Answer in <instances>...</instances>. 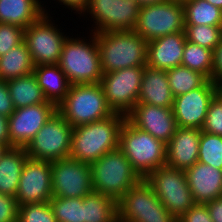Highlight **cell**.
<instances>
[{
	"instance_id": "cell-23",
	"label": "cell",
	"mask_w": 222,
	"mask_h": 222,
	"mask_svg": "<svg viewBox=\"0 0 222 222\" xmlns=\"http://www.w3.org/2000/svg\"><path fill=\"white\" fill-rule=\"evenodd\" d=\"M33 74L45 99L58 106L69 92L71 83L58 64L38 65Z\"/></svg>"
},
{
	"instance_id": "cell-42",
	"label": "cell",
	"mask_w": 222,
	"mask_h": 222,
	"mask_svg": "<svg viewBox=\"0 0 222 222\" xmlns=\"http://www.w3.org/2000/svg\"><path fill=\"white\" fill-rule=\"evenodd\" d=\"M212 80L219 86L222 83V40L214 49Z\"/></svg>"
},
{
	"instance_id": "cell-26",
	"label": "cell",
	"mask_w": 222,
	"mask_h": 222,
	"mask_svg": "<svg viewBox=\"0 0 222 222\" xmlns=\"http://www.w3.org/2000/svg\"><path fill=\"white\" fill-rule=\"evenodd\" d=\"M34 63L23 41L0 57V81H7L33 73Z\"/></svg>"
},
{
	"instance_id": "cell-10",
	"label": "cell",
	"mask_w": 222,
	"mask_h": 222,
	"mask_svg": "<svg viewBox=\"0 0 222 222\" xmlns=\"http://www.w3.org/2000/svg\"><path fill=\"white\" fill-rule=\"evenodd\" d=\"M144 180L177 220L195 204L185 170L165 165L152 171Z\"/></svg>"
},
{
	"instance_id": "cell-20",
	"label": "cell",
	"mask_w": 222,
	"mask_h": 222,
	"mask_svg": "<svg viewBox=\"0 0 222 222\" xmlns=\"http://www.w3.org/2000/svg\"><path fill=\"white\" fill-rule=\"evenodd\" d=\"M185 174L195 203L207 204L222 197L221 169L197 161Z\"/></svg>"
},
{
	"instance_id": "cell-38",
	"label": "cell",
	"mask_w": 222,
	"mask_h": 222,
	"mask_svg": "<svg viewBox=\"0 0 222 222\" xmlns=\"http://www.w3.org/2000/svg\"><path fill=\"white\" fill-rule=\"evenodd\" d=\"M47 1L48 2L50 1V4L53 3V1H54L53 4H56V2H57V4H56L57 6H55V5H53V6L52 5L51 6L50 5H46ZM47 1L45 2V0H42V6H43V9H44L45 13H48V14H51V15L52 14L55 15L54 13H52L53 12L51 10L52 7L53 8H56V7L60 8V7H62L61 10L66 11L65 9H67L66 13L68 12V14H69V12H71L70 13L71 15H73V14L75 15L76 14L77 17H79L82 14V12L87 8V6L89 4V0H47ZM58 5L59 6L61 5V6L59 7ZM68 10H70V11H68Z\"/></svg>"
},
{
	"instance_id": "cell-32",
	"label": "cell",
	"mask_w": 222,
	"mask_h": 222,
	"mask_svg": "<svg viewBox=\"0 0 222 222\" xmlns=\"http://www.w3.org/2000/svg\"><path fill=\"white\" fill-rule=\"evenodd\" d=\"M50 205L57 222H84L83 198L52 197Z\"/></svg>"
},
{
	"instance_id": "cell-27",
	"label": "cell",
	"mask_w": 222,
	"mask_h": 222,
	"mask_svg": "<svg viewBox=\"0 0 222 222\" xmlns=\"http://www.w3.org/2000/svg\"><path fill=\"white\" fill-rule=\"evenodd\" d=\"M7 84L15 109L47 101L33 73L7 80Z\"/></svg>"
},
{
	"instance_id": "cell-16",
	"label": "cell",
	"mask_w": 222,
	"mask_h": 222,
	"mask_svg": "<svg viewBox=\"0 0 222 222\" xmlns=\"http://www.w3.org/2000/svg\"><path fill=\"white\" fill-rule=\"evenodd\" d=\"M51 161L27 158L21 172L17 194L18 206L50 202L52 195Z\"/></svg>"
},
{
	"instance_id": "cell-11",
	"label": "cell",
	"mask_w": 222,
	"mask_h": 222,
	"mask_svg": "<svg viewBox=\"0 0 222 222\" xmlns=\"http://www.w3.org/2000/svg\"><path fill=\"white\" fill-rule=\"evenodd\" d=\"M73 127L56 111L25 147L31 159L54 161L69 157Z\"/></svg>"
},
{
	"instance_id": "cell-44",
	"label": "cell",
	"mask_w": 222,
	"mask_h": 222,
	"mask_svg": "<svg viewBox=\"0 0 222 222\" xmlns=\"http://www.w3.org/2000/svg\"><path fill=\"white\" fill-rule=\"evenodd\" d=\"M0 143L10 148L8 117L0 114Z\"/></svg>"
},
{
	"instance_id": "cell-21",
	"label": "cell",
	"mask_w": 222,
	"mask_h": 222,
	"mask_svg": "<svg viewBox=\"0 0 222 222\" xmlns=\"http://www.w3.org/2000/svg\"><path fill=\"white\" fill-rule=\"evenodd\" d=\"M185 42L184 32L168 34L148 41L146 65L164 71L180 66Z\"/></svg>"
},
{
	"instance_id": "cell-45",
	"label": "cell",
	"mask_w": 222,
	"mask_h": 222,
	"mask_svg": "<svg viewBox=\"0 0 222 222\" xmlns=\"http://www.w3.org/2000/svg\"><path fill=\"white\" fill-rule=\"evenodd\" d=\"M137 4L142 7V6H147V5H154L158 3H162L166 0H135Z\"/></svg>"
},
{
	"instance_id": "cell-39",
	"label": "cell",
	"mask_w": 222,
	"mask_h": 222,
	"mask_svg": "<svg viewBox=\"0 0 222 222\" xmlns=\"http://www.w3.org/2000/svg\"><path fill=\"white\" fill-rule=\"evenodd\" d=\"M18 209L15 197L0 194V222H17Z\"/></svg>"
},
{
	"instance_id": "cell-9",
	"label": "cell",
	"mask_w": 222,
	"mask_h": 222,
	"mask_svg": "<svg viewBox=\"0 0 222 222\" xmlns=\"http://www.w3.org/2000/svg\"><path fill=\"white\" fill-rule=\"evenodd\" d=\"M117 210L118 222H177L144 179L117 201Z\"/></svg>"
},
{
	"instance_id": "cell-13",
	"label": "cell",
	"mask_w": 222,
	"mask_h": 222,
	"mask_svg": "<svg viewBox=\"0 0 222 222\" xmlns=\"http://www.w3.org/2000/svg\"><path fill=\"white\" fill-rule=\"evenodd\" d=\"M144 67L124 68L102 75L100 85L114 113L126 116L137 104Z\"/></svg>"
},
{
	"instance_id": "cell-17",
	"label": "cell",
	"mask_w": 222,
	"mask_h": 222,
	"mask_svg": "<svg viewBox=\"0 0 222 222\" xmlns=\"http://www.w3.org/2000/svg\"><path fill=\"white\" fill-rule=\"evenodd\" d=\"M56 111L49 101L15 109L8 117L10 148L26 147Z\"/></svg>"
},
{
	"instance_id": "cell-1",
	"label": "cell",
	"mask_w": 222,
	"mask_h": 222,
	"mask_svg": "<svg viewBox=\"0 0 222 222\" xmlns=\"http://www.w3.org/2000/svg\"><path fill=\"white\" fill-rule=\"evenodd\" d=\"M125 119V115L114 113L103 120L74 127L69 157L91 165L106 153L119 149Z\"/></svg>"
},
{
	"instance_id": "cell-15",
	"label": "cell",
	"mask_w": 222,
	"mask_h": 222,
	"mask_svg": "<svg viewBox=\"0 0 222 222\" xmlns=\"http://www.w3.org/2000/svg\"><path fill=\"white\" fill-rule=\"evenodd\" d=\"M218 91L219 86L207 79L200 87L174 97L172 110L177 127L201 130L209 103Z\"/></svg>"
},
{
	"instance_id": "cell-5",
	"label": "cell",
	"mask_w": 222,
	"mask_h": 222,
	"mask_svg": "<svg viewBox=\"0 0 222 222\" xmlns=\"http://www.w3.org/2000/svg\"><path fill=\"white\" fill-rule=\"evenodd\" d=\"M91 171L93 190L115 201L142 180L120 149L108 152L93 162Z\"/></svg>"
},
{
	"instance_id": "cell-49",
	"label": "cell",
	"mask_w": 222,
	"mask_h": 222,
	"mask_svg": "<svg viewBox=\"0 0 222 222\" xmlns=\"http://www.w3.org/2000/svg\"><path fill=\"white\" fill-rule=\"evenodd\" d=\"M219 91L222 93V83L219 85Z\"/></svg>"
},
{
	"instance_id": "cell-8",
	"label": "cell",
	"mask_w": 222,
	"mask_h": 222,
	"mask_svg": "<svg viewBox=\"0 0 222 222\" xmlns=\"http://www.w3.org/2000/svg\"><path fill=\"white\" fill-rule=\"evenodd\" d=\"M54 17L44 13L24 29V42L35 66L58 64L65 40L71 35V31L65 32L67 29L60 26L58 20L61 18Z\"/></svg>"
},
{
	"instance_id": "cell-14",
	"label": "cell",
	"mask_w": 222,
	"mask_h": 222,
	"mask_svg": "<svg viewBox=\"0 0 222 222\" xmlns=\"http://www.w3.org/2000/svg\"><path fill=\"white\" fill-rule=\"evenodd\" d=\"M53 197L83 198L92 193L91 165L67 157L51 161Z\"/></svg>"
},
{
	"instance_id": "cell-47",
	"label": "cell",
	"mask_w": 222,
	"mask_h": 222,
	"mask_svg": "<svg viewBox=\"0 0 222 222\" xmlns=\"http://www.w3.org/2000/svg\"><path fill=\"white\" fill-rule=\"evenodd\" d=\"M8 149L6 145H3L0 143V158L5 153V151Z\"/></svg>"
},
{
	"instance_id": "cell-29",
	"label": "cell",
	"mask_w": 222,
	"mask_h": 222,
	"mask_svg": "<svg viewBox=\"0 0 222 222\" xmlns=\"http://www.w3.org/2000/svg\"><path fill=\"white\" fill-rule=\"evenodd\" d=\"M185 25L222 26V10L205 0L183 2Z\"/></svg>"
},
{
	"instance_id": "cell-35",
	"label": "cell",
	"mask_w": 222,
	"mask_h": 222,
	"mask_svg": "<svg viewBox=\"0 0 222 222\" xmlns=\"http://www.w3.org/2000/svg\"><path fill=\"white\" fill-rule=\"evenodd\" d=\"M17 222H57L50 202L19 206Z\"/></svg>"
},
{
	"instance_id": "cell-30",
	"label": "cell",
	"mask_w": 222,
	"mask_h": 222,
	"mask_svg": "<svg viewBox=\"0 0 222 222\" xmlns=\"http://www.w3.org/2000/svg\"><path fill=\"white\" fill-rule=\"evenodd\" d=\"M214 51L186 40L181 65L212 80Z\"/></svg>"
},
{
	"instance_id": "cell-28",
	"label": "cell",
	"mask_w": 222,
	"mask_h": 222,
	"mask_svg": "<svg viewBox=\"0 0 222 222\" xmlns=\"http://www.w3.org/2000/svg\"><path fill=\"white\" fill-rule=\"evenodd\" d=\"M84 222H118L117 201L93 191L83 197Z\"/></svg>"
},
{
	"instance_id": "cell-18",
	"label": "cell",
	"mask_w": 222,
	"mask_h": 222,
	"mask_svg": "<svg viewBox=\"0 0 222 222\" xmlns=\"http://www.w3.org/2000/svg\"><path fill=\"white\" fill-rule=\"evenodd\" d=\"M126 119L165 144L171 140L177 128L172 108L137 103L126 115Z\"/></svg>"
},
{
	"instance_id": "cell-12",
	"label": "cell",
	"mask_w": 222,
	"mask_h": 222,
	"mask_svg": "<svg viewBox=\"0 0 222 222\" xmlns=\"http://www.w3.org/2000/svg\"><path fill=\"white\" fill-rule=\"evenodd\" d=\"M184 27L183 3L166 0L140 7L134 31L148 42L168 34L184 32Z\"/></svg>"
},
{
	"instance_id": "cell-33",
	"label": "cell",
	"mask_w": 222,
	"mask_h": 222,
	"mask_svg": "<svg viewBox=\"0 0 222 222\" xmlns=\"http://www.w3.org/2000/svg\"><path fill=\"white\" fill-rule=\"evenodd\" d=\"M184 33L187 41L213 51L222 40V26L185 25Z\"/></svg>"
},
{
	"instance_id": "cell-36",
	"label": "cell",
	"mask_w": 222,
	"mask_h": 222,
	"mask_svg": "<svg viewBox=\"0 0 222 222\" xmlns=\"http://www.w3.org/2000/svg\"><path fill=\"white\" fill-rule=\"evenodd\" d=\"M201 131L222 136V93L218 91L211 99Z\"/></svg>"
},
{
	"instance_id": "cell-24",
	"label": "cell",
	"mask_w": 222,
	"mask_h": 222,
	"mask_svg": "<svg viewBox=\"0 0 222 222\" xmlns=\"http://www.w3.org/2000/svg\"><path fill=\"white\" fill-rule=\"evenodd\" d=\"M44 13L41 0H0V23L26 29Z\"/></svg>"
},
{
	"instance_id": "cell-6",
	"label": "cell",
	"mask_w": 222,
	"mask_h": 222,
	"mask_svg": "<svg viewBox=\"0 0 222 222\" xmlns=\"http://www.w3.org/2000/svg\"><path fill=\"white\" fill-rule=\"evenodd\" d=\"M57 111L73 128L114 114L100 83L71 85Z\"/></svg>"
},
{
	"instance_id": "cell-31",
	"label": "cell",
	"mask_w": 222,
	"mask_h": 222,
	"mask_svg": "<svg viewBox=\"0 0 222 222\" xmlns=\"http://www.w3.org/2000/svg\"><path fill=\"white\" fill-rule=\"evenodd\" d=\"M166 74L174 97L200 87L207 80L200 72L182 65L167 70Z\"/></svg>"
},
{
	"instance_id": "cell-3",
	"label": "cell",
	"mask_w": 222,
	"mask_h": 222,
	"mask_svg": "<svg viewBox=\"0 0 222 222\" xmlns=\"http://www.w3.org/2000/svg\"><path fill=\"white\" fill-rule=\"evenodd\" d=\"M102 73L146 66L148 42L134 30L96 33Z\"/></svg>"
},
{
	"instance_id": "cell-46",
	"label": "cell",
	"mask_w": 222,
	"mask_h": 222,
	"mask_svg": "<svg viewBox=\"0 0 222 222\" xmlns=\"http://www.w3.org/2000/svg\"><path fill=\"white\" fill-rule=\"evenodd\" d=\"M222 10V0H205Z\"/></svg>"
},
{
	"instance_id": "cell-43",
	"label": "cell",
	"mask_w": 222,
	"mask_h": 222,
	"mask_svg": "<svg viewBox=\"0 0 222 222\" xmlns=\"http://www.w3.org/2000/svg\"><path fill=\"white\" fill-rule=\"evenodd\" d=\"M206 207L213 222H222V197L207 203Z\"/></svg>"
},
{
	"instance_id": "cell-7",
	"label": "cell",
	"mask_w": 222,
	"mask_h": 222,
	"mask_svg": "<svg viewBox=\"0 0 222 222\" xmlns=\"http://www.w3.org/2000/svg\"><path fill=\"white\" fill-rule=\"evenodd\" d=\"M139 10L140 6L135 0H89L87 8L78 19L81 23H90L83 29L92 33L134 30Z\"/></svg>"
},
{
	"instance_id": "cell-2",
	"label": "cell",
	"mask_w": 222,
	"mask_h": 222,
	"mask_svg": "<svg viewBox=\"0 0 222 222\" xmlns=\"http://www.w3.org/2000/svg\"><path fill=\"white\" fill-rule=\"evenodd\" d=\"M86 32L71 33L62 48L58 65L71 85L100 83L102 79L96 33Z\"/></svg>"
},
{
	"instance_id": "cell-4",
	"label": "cell",
	"mask_w": 222,
	"mask_h": 222,
	"mask_svg": "<svg viewBox=\"0 0 222 222\" xmlns=\"http://www.w3.org/2000/svg\"><path fill=\"white\" fill-rule=\"evenodd\" d=\"M119 149L142 179L166 165V144L136 128L127 119L120 130Z\"/></svg>"
},
{
	"instance_id": "cell-25",
	"label": "cell",
	"mask_w": 222,
	"mask_h": 222,
	"mask_svg": "<svg viewBox=\"0 0 222 222\" xmlns=\"http://www.w3.org/2000/svg\"><path fill=\"white\" fill-rule=\"evenodd\" d=\"M28 158L25 147L8 148L0 158V194L15 197L23 165Z\"/></svg>"
},
{
	"instance_id": "cell-41",
	"label": "cell",
	"mask_w": 222,
	"mask_h": 222,
	"mask_svg": "<svg viewBox=\"0 0 222 222\" xmlns=\"http://www.w3.org/2000/svg\"><path fill=\"white\" fill-rule=\"evenodd\" d=\"M15 111L7 81H0V114L9 117Z\"/></svg>"
},
{
	"instance_id": "cell-34",
	"label": "cell",
	"mask_w": 222,
	"mask_h": 222,
	"mask_svg": "<svg viewBox=\"0 0 222 222\" xmlns=\"http://www.w3.org/2000/svg\"><path fill=\"white\" fill-rule=\"evenodd\" d=\"M198 162L222 170V136L201 131Z\"/></svg>"
},
{
	"instance_id": "cell-22",
	"label": "cell",
	"mask_w": 222,
	"mask_h": 222,
	"mask_svg": "<svg viewBox=\"0 0 222 222\" xmlns=\"http://www.w3.org/2000/svg\"><path fill=\"white\" fill-rule=\"evenodd\" d=\"M173 101L174 96L169 86L166 71L146 65L137 103L172 108Z\"/></svg>"
},
{
	"instance_id": "cell-48",
	"label": "cell",
	"mask_w": 222,
	"mask_h": 222,
	"mask_svg": "<svg viewBox=\"0 0 222 222\" xmlns=\"http://www.w3.org/2000/svg\"><path fill=\"white\" fill-rule=\"evenodd\" d=\"M168 1H177V2H184L185 0H168Z\"/></svg>"
},
{
	"instance_id": "cell-37",
	"label": "cell",
	"mask_w": 222,
	"mask_h": 222,
	"mask_svg": "<svg viewBox=\"0 0 222 222\" xmlns=\"http://www.w3.org/2000/svg\"><path fill=\"white\" fill-rule=\"evenodd\" d=\"M24 41V28L0 23V57Z\"/></svg>"
},
{
	"instance_id": "cell-19",
	"label": "cell",
	"mask_w": 222,
	"mask_h": 222,
	"mask_svg": "<svg viewBox=\"0 0 222 222\" xmlns=\"http://www.w3.org/2000/svg\"><path fill=\"white\" fill-rule=\"evenodd\" d=\"M201 130L177 127L166 144V165L186 170L198 161Z\"/></svg>"
},
{
	"instance_id": "cell-40",
	"label": "cell",
	"mask_w": 222,
	"mask_h": 222,
	"mask_svg": "<svg viewBox=\"0 0 222 222\" xmlns=\"http://www.w3.org/2000/svg\"><path fill=\"white\" fill-rule=\"evenodd\" d=\"M177 222H213L206 204L195 203Z\"/></svg>"
}]
</instances>
